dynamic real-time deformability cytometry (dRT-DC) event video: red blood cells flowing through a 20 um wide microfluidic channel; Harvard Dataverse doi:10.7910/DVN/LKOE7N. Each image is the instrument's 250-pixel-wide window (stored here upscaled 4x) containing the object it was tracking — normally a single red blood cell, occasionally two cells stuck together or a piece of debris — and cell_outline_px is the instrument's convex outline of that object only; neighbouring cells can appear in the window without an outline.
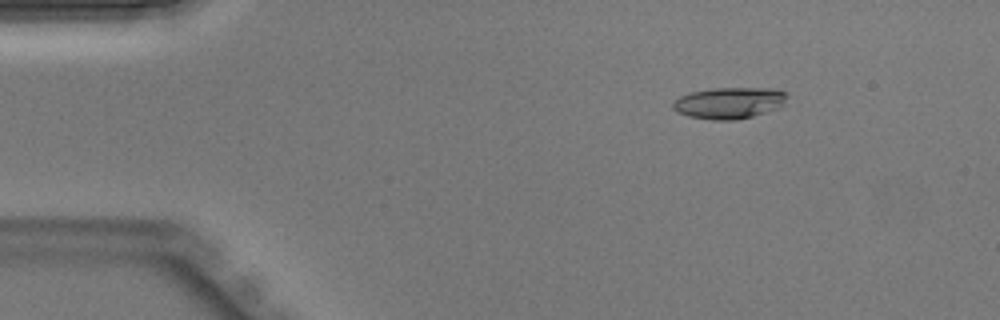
{"species": "Egyptian fruit bat (a non-hibernating species)", "species_latin": "Rousettus aegyptiacus", "temperature_condition": "warm", "stored_images_in_passage": 43, "camera_frame_rate_fps": 3000, "um_per_image_px": 0.085, "animal": {"sex": "male"}, "frame": {"image": 1, "passage_image": 6, "time_ms": 1.667, "image_size_px": [1000, 320], "cell_outline_px": [[788, 96], [784, 104], [780, 108], [752, 116], [736, 120], [712, 120], [688, 116], [676, 112], [672, 108], [672, 100], [688, 92], [712, 88], [772, 88], [788, 92]], "centroid_in_image_um": [61.97, 8.74], "position_along_channel_um": 23.0, "area_um2": 21.33}}
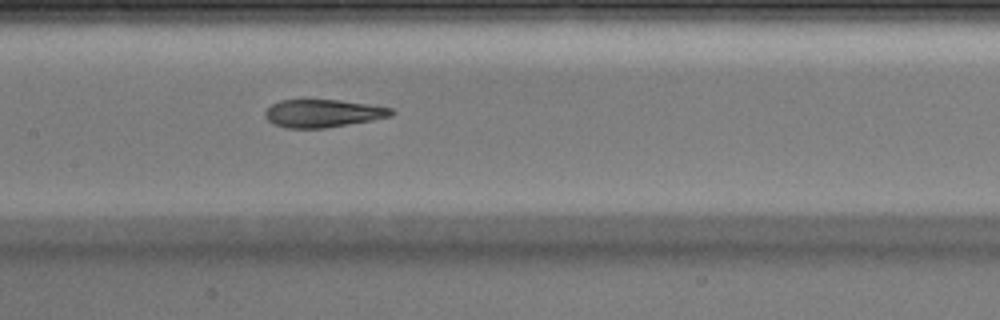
{"frame": {"image": 2, "passage_image": 21, "time_ms": 6.667, "image_size_px": [1000, 320], "cell_outline_px": [[396, 112], [392, 116], [372, 120], [324, 128], [288, 128], [276, 124], [268, 120], [264, 116], [264, 112], [272, 104], [280, 100], [340, 100], [392, 108]], "centroid_in_image_um": [27.46, 9.63], "position_along_channel_um": 179.9, "area_um2": 20.29}}
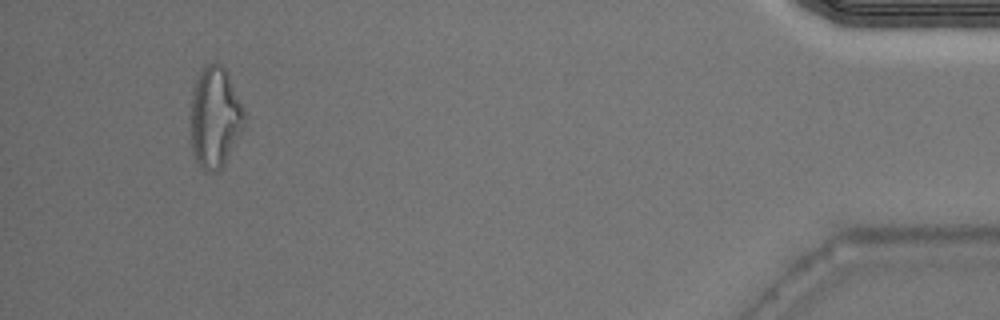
{"frame": {"image": 3, "passage_image": 41, "time_ms": 13.333, "image_size_px": [1000, 320], "cell_outline_px": [[244, 128], [224, 164], [216, 172], [204, 172], [200, 168], [192, 152], [192, 88], [204, 64], [220, 64], [224, 68], [244, 108]], "centroid_in_image_um": [18.27, 10.01], "position_along_channel_um": 416.9, "area_um2": 31.27}}